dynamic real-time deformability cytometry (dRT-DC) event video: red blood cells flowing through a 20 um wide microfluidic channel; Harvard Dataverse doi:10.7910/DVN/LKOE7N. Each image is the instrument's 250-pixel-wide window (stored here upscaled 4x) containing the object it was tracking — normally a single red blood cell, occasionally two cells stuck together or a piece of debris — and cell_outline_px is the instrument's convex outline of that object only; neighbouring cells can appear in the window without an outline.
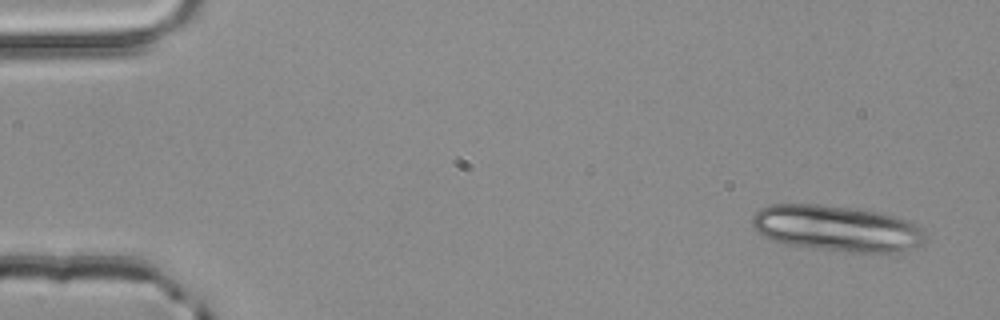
{"species": "common noctule bat (a hibernating species)", "species_latin": "Nyctalus noctula", "temperature_condition": "room temperature", "stored_images_in_passage": 4, "camera_frame_rate_fps": 3000, "um_per_image_px": 0.085, "animal": {"sex": "male", "body_mass_g": 20.4}, "frame": {"image": 1, "passage_image": 1, "time_ms": 0.0, "image_size_px": [1000, 320], "cell_outline_px": [[924, 244], [908, 252], [848, 252], [784, 244], [764, 236], [752, 224], [752, 216], [760, 208], [772, 204], [816, 204], [852, 208], [884, 212], [908, 220], [924, 228]], "centroid_in_image_um": [71.21, 19.41], "position_along_channel_um": 13.8, "area_um2": 46.76}}